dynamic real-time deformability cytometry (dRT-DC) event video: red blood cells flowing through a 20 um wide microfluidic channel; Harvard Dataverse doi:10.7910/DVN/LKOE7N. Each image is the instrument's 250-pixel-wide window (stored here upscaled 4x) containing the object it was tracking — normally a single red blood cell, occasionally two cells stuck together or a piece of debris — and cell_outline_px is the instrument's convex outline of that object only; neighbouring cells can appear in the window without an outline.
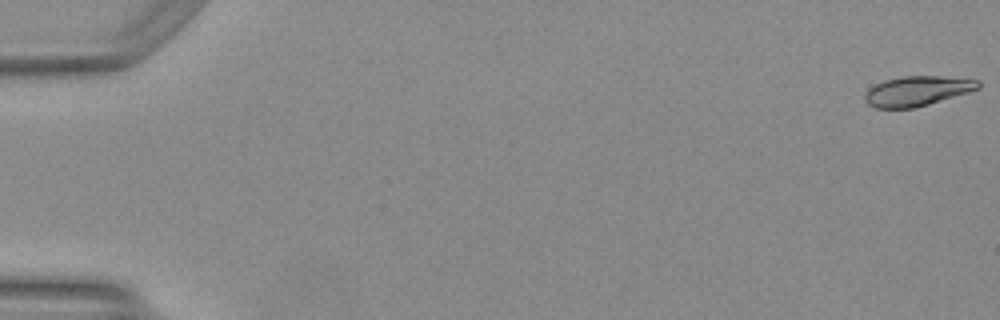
{"species": "Egyptian fruit bat (a non-hibernating species)", "species_latin": "Rousettus aegyptiacus", "temperature_condition": "warm", "stored_images_in_passage": 50, "camera_frame_rate_fps": 3000, "um_per_image_px": 0.085, "animal": {"sex": "female"}, "frame": {"image": 1, "passage_image": 1, "time_ms": 0.0, "image_size_px": [1000, 320], "cell_outline_px": [[980, 88], [968, 92], [916, 108], [876, 108], [868, 104], [864, 100], [864, 96], [876, 84], [884, 80], [904, 76], [940, 76], [980, 80]], "centroid_in_image_um": [77.98, 7.74], "position_along_channel_um": 7.0, "area_um2": 19.54}}
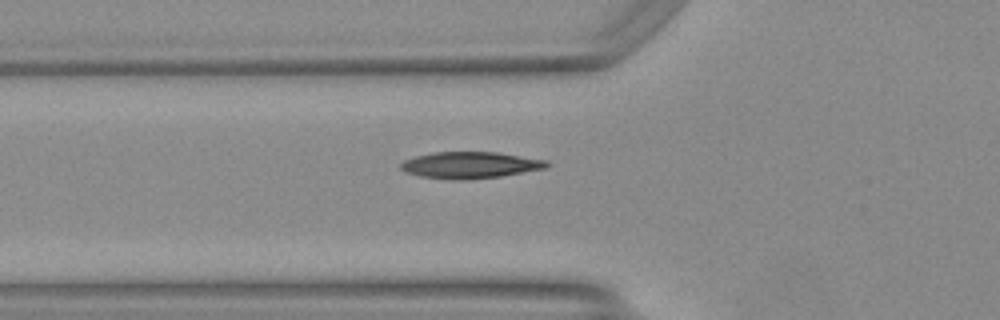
{"frame": {"image": 2, "passage_image": 19, "time_ms": 6.0, "image_size_px": [1000, 320], "cell_outline_px": [[548, 164], [544, 168], [500, 176], [460, 180], [420, 176], [408, 172], [400, 168], [400, 164], [404, 160], [416, 156], [432, 152], [496, 152], [548, 160]], "centroid_in_image_um": [39.94, 14.02], "position_along_channel_um": 85.9, "area_um2": 22.2}}
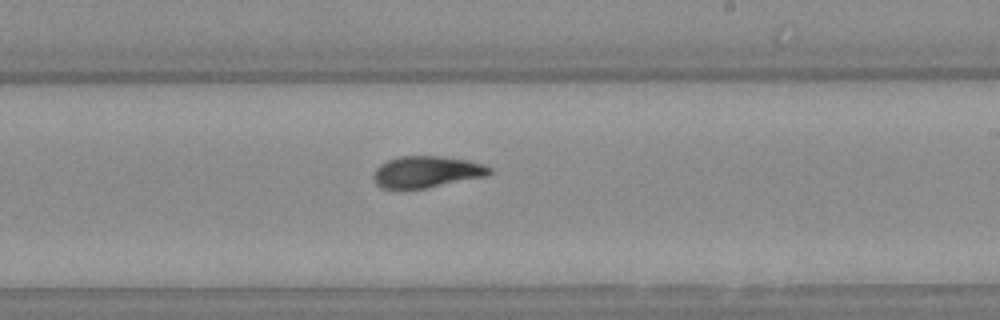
{"frame": {"image": 3, "passage_image": 31, "time_ms": 10.0, "image_size_px": [1000, 320], "cell_outline_px": [[492, 172], [488, 176], [428, 188], [380, 188], [376, 184], [372, 176], [376, 168], [380, 164], [388, 160], [400, 156], [440, 156], [468, 160], [484, 164], [492, 168]], "centroid_in_image_um": [36.29, 14.61], "position_along_channel_um": 252.7, "area_um2": 21.5}, "authors_computed_cell_mechanics": {"area_um2": 21.0681, "velocity_mm_per_s": 4.1773, "shape_relaxation_time_tau1_ms": 7.0571, "shape_relaxation_time_tau2_ms": 1.694, "deformation_change_tau1": 0.2293, "deformation_change_tau2": 0.0658}}